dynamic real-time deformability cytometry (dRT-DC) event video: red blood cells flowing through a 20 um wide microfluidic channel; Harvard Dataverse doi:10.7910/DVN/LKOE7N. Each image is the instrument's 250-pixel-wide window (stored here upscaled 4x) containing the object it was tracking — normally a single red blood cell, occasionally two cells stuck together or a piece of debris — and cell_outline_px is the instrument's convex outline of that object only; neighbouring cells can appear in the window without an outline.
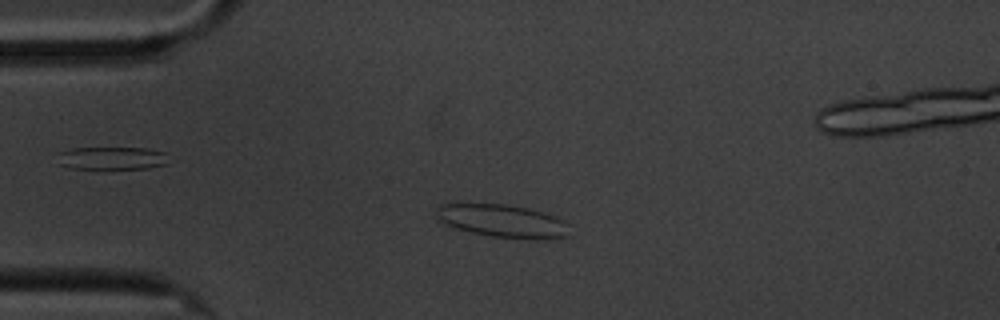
{"species": "common noctule bat (a hibernating species)", "species_latin": "Nyctalus noctula", "temperature_condition": "cold", "stored_images_in_passage": 3, "camera_frame_rate_fps": 3000, "um_per_image_px": 0.085, "animal": {"sex": "male", "body_mass_g": 20.1, "forearm_length_mm": 53.5}, "frame": {"image": 1, "passage_image": 3, "time_ms": 2.333, "image_size_px": [1000, 320], "cell_outline_px": [[572, 236], [548, 240], [536, 240], [492, 236], [472, 232], [456, 228], [436, 220], [436, 208], [440, 204], [460, 200], [504, 204], [528, 208], [544, 212], [568, 224]], "centroid_in_image_um": [42.66, 18.75], "position_along_channel_um": 42.3, "area_um2": 26.7}}